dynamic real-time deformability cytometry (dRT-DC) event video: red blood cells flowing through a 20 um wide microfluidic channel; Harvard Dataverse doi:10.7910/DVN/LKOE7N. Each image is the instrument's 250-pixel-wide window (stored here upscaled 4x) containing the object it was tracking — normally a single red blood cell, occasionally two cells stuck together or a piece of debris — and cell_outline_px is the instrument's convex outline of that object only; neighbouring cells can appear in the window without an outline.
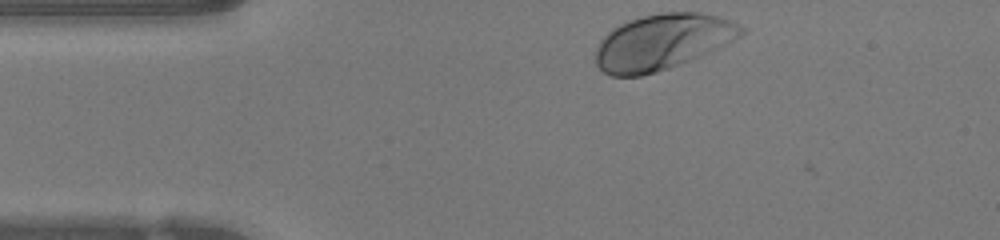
{"species": "human", "species_latin": "Homo sapiens", "temperature_condition": "warm", "stored_images_in_passage": 31, "camera_frame_rate_fps": 3000, "um_per_image_px": 0.085, "donor": {"sex": "female"}, "frame": {"image": 1, "passage_image": 1, "time_ms": 0.0, "image_size_px": [1000, 240], "cell_outline_px": [[744, 32], [740, 36], [728, 44], [680, 64], [656, 72], [640, 76], [612, 76], [604, 72], [596, 64], [596, 48], [600, 40], [612, 28], [628, 20], [660, 12], [700, 12], [720, 16], [744, 28]], "centroid_in_image_um": [56.29, 3.56], "position_along_channel_um": 28.7, "area_um2": 47.11}}
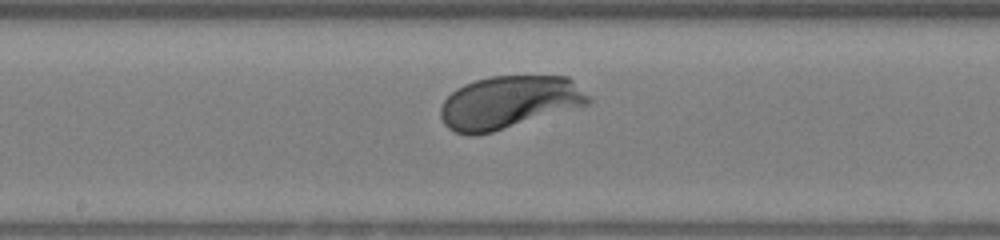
{"frame": {"image": 2, "passage_image": 17, "time_ms": 5.333, "image_size_px": [1000, 240], "cell_outline_px": [[592, 100], [588, 104], [492, 132], [476, 136], [468, 136], [456, 132], [448, 128], [444, 124], [440, 116], [440, 108], [444, 100], [456, 88], [464, 84], [476, 80], [492, 76], [568, 76]], "centroid_in_image_um": [43.21, 8.7], "position_along_channel_um": 205.0, "area_um2": 45.14}}
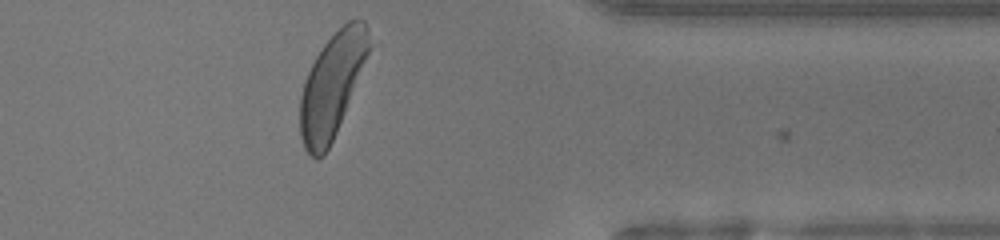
{"frame": {"image": 3, "passage_image": 31, "time_ms": 10.0, "image_size_px": [1000, 240], "cell_outline_px": [[368, 52], [336, 132], [328, 148], [316, 160], [304, 148], [300, 136], [300, 96], [308, 72], [316, 56], [324, 44], [348, 20], [364, 20], [368, 28]], "centroid_in_image_um": [28.18, 7.27], "position_along_channel_um": 383.2, "area_um2": 40.17}, "authors_computed_cell_mechanics": {"area_um2": 45.1418, "velocity_mm_per_s": 4.1809, "shape_relaxation_time_tau1_ms": 1.2253, "shape_relaxation_time_tau2_ms": null, "deformation_change_tau1": 0.1191, "deformation_change_tau2": null}}